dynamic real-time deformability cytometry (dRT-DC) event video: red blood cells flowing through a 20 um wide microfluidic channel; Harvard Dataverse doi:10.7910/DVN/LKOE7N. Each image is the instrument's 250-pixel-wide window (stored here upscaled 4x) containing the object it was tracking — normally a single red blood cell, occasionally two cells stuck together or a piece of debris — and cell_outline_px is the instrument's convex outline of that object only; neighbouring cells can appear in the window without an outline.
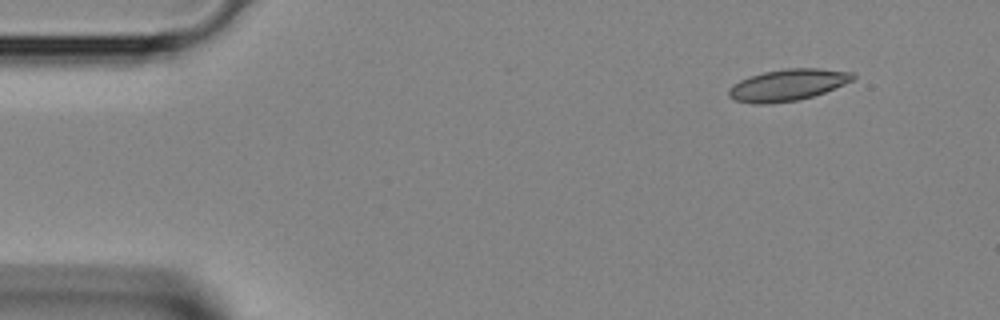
{"species": "Egyptian fruit bat (a non-hibernating species)", "species_latin": "Rousettus aegyptiacus", "temperature_condition": "room temperature", "stored_images_in_passage": 2, "camera_frame_rate_fps": 3000, "um_per_image_px": 0.085, "animal": {"sex": "female"}, "frame": {"image": 1, "passage_image": 1, "time_ms": 0.0, "image_size_px": [1000, 320], "cell_outline_px": [[856, 76], [852, 80], [844, 84], [824, 92], [800, 100], [768, 104], [752, 104], [732, 100], [728, 96], [728, 88], [732, 84], [740, 80], [764, 72], [784, 68], [820, 68], [852, 72]], "centroid_in_image_um": [66.91, 7.23], "position_along_channel_um": 18.1, "area_um2": 23.0}}
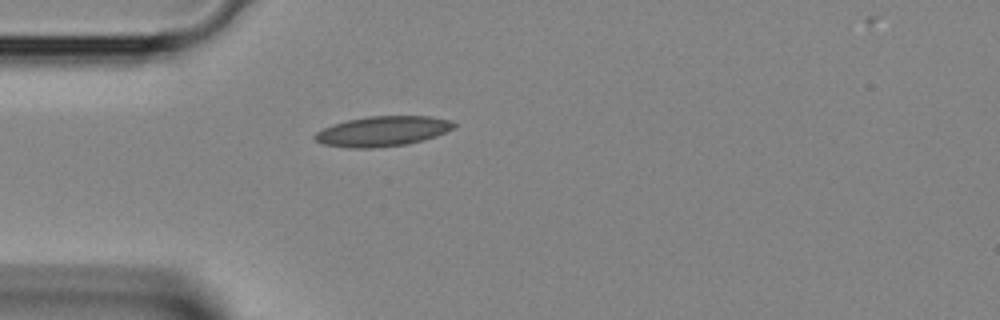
{"frame": {"image": 2, "passage_image": 2, "time_ms": 0.333, "image_size_px": [1000, 320], "cell_outline_px": [[456, 124], [452, 128], [436, 136], [424, 140], [408, 144], [372, 148], [348, 148], [324, 144], [316, 140], [312, 136], [316, 132], [332, 124], [348, 120], [368, 116], [432, 116], [452, 120]], "centroid_in_image_um": [32.52, 11.15], "position_along_channel_um": 52.5, "area_um2": 24.39}}